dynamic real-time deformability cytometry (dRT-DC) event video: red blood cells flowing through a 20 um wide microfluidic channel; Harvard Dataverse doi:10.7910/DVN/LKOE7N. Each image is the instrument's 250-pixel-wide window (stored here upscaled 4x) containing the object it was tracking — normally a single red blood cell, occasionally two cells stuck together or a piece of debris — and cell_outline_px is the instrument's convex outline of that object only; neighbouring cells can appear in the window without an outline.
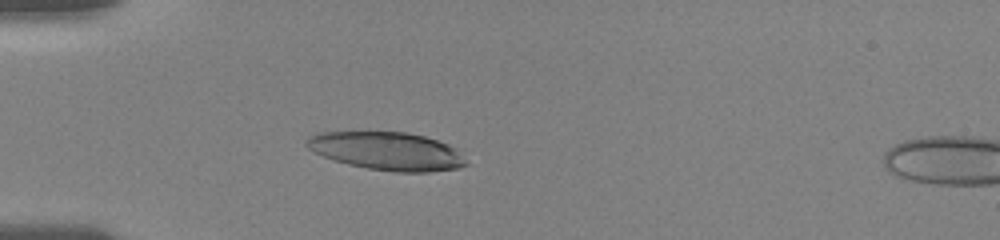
{"species": "human", "species_latin": "Homo sapiens", "temperature_condition": "room temperature", "stored_images_in_passage": 21, "camera_frame_rate_fps": 3000, "um_per_image_px": 0.085, "donor": {"sex": "female"}, "frame": {"image": 1, "passage_image": 18, "time_ms": 5.333, "image_size_px": [1000, 240], "cell_outline_px": [[468, 164], [460, 168], [428, 172], [396, 172], [368, 168], [348, 164], [324, 156], [308, 148], [304, 144], [308, 136], [316, 132], [408, 132], [424, 136], [448, 144], [456, 148]], "centroid_in_image_um": [32.9, 12.83], "position_along_channel_um": 52.1, "area_um2": 35.32}}